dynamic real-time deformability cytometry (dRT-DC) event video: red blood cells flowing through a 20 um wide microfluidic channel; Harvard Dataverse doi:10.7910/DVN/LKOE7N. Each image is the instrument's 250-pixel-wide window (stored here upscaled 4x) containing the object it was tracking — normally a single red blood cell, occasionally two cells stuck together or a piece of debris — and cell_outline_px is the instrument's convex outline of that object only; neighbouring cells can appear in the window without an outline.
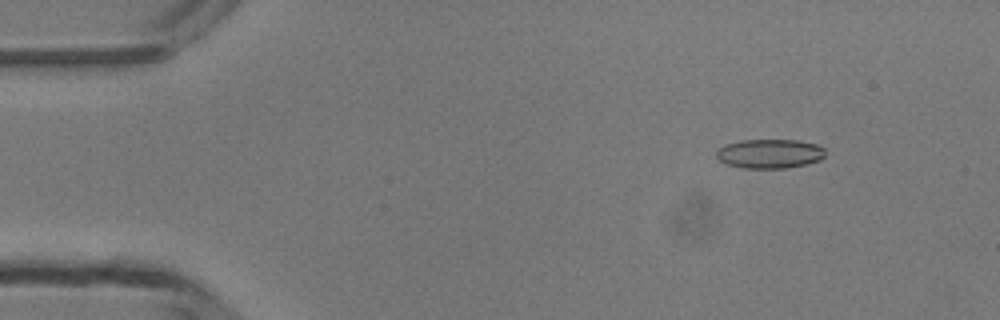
{"species": "common noctule bat (a hibernating species)", "species_latin": "Nyctalus noctula", "temperature_condition": "room temperature", "stored_images_in_passage": 46, "camera_frame_rate_fps": 3000, "um_per_image_px": 0.085, "animal": {"sex": "male", "body_mass_g": 13.3}, "frame": {"image": 1, "passage_image": 3, "time_ms": 0.667, "image_size_px": [1000, 320], "cell_outline_px": [[824, 156], [820, 160], [808, 164], [784, 168], [744, 168], [728, 164], [720, 160], [716, 156], [716, 152], [720, 148], [728, 144], [740, 140], [796, 140], [816, 144], [824, 148]], "centroid_in_image_um": [65.45, 13.06], "position_along_channel_um": 19.6, "area_um2": 18.38}}
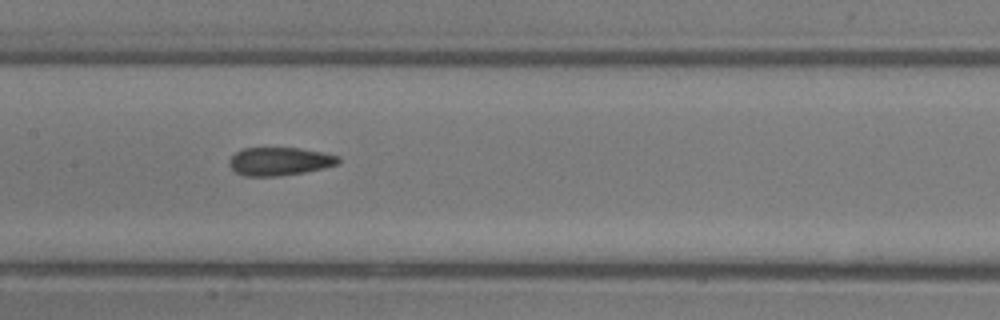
{"frame": {"image": 2, "passage_image": 21, "time_ms": 6.667, "image_size_px": [1000, 320], "cell_outline_px": [[340, 164], [324, 168], [304, 172], [280, 176], [244, 176], [236, 172], [228, 164], [228, 160], [236, 152], [244, 148], [300, 148], [324, 152], [340, 156]], "centroid_in_image_um": [23.8, 13.71], "position_along_channel_um": 183.6, "area_um2": 18.09}}
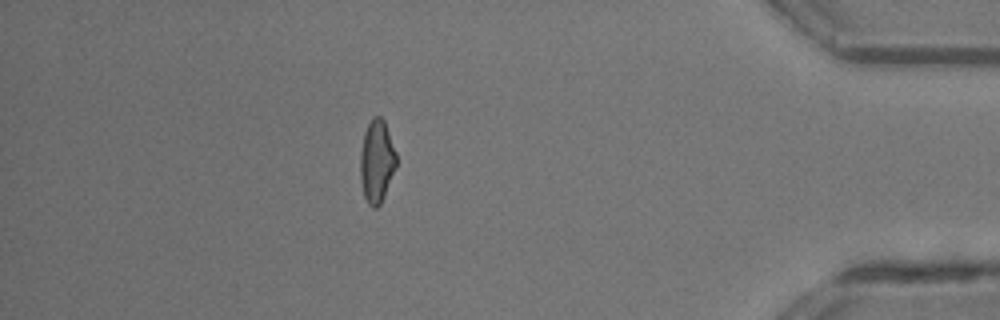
{"frame": {"image": 3, "passage_image": 40, "time_ms": 13.0, "image_size_px": [1000, 320], "cell_outline_px": [[396, 168], [384, 196], [380, 204], [376, 208], [372, 208], [368, 204], [364, 196], [360, 180], [360, 152], [364, 132], [372, 116], [380, 116], [384, 120], [396, 152]], "centroid_in_image_um": [32.01, 13.71], "position_along_channel_um": 403.2, "area_um2": 17.51}, "authors_computed_cell_mechanics": {"area_um2": 18.207, "velocity_mm_per_s": 4.208, "shape_relaxation_time_tau1_ms": null, "shape_relaxation_time_tau2_ms": 1.8673, "deformation_change_tau1": null, "deformation_change_tau2": 0.0971}}